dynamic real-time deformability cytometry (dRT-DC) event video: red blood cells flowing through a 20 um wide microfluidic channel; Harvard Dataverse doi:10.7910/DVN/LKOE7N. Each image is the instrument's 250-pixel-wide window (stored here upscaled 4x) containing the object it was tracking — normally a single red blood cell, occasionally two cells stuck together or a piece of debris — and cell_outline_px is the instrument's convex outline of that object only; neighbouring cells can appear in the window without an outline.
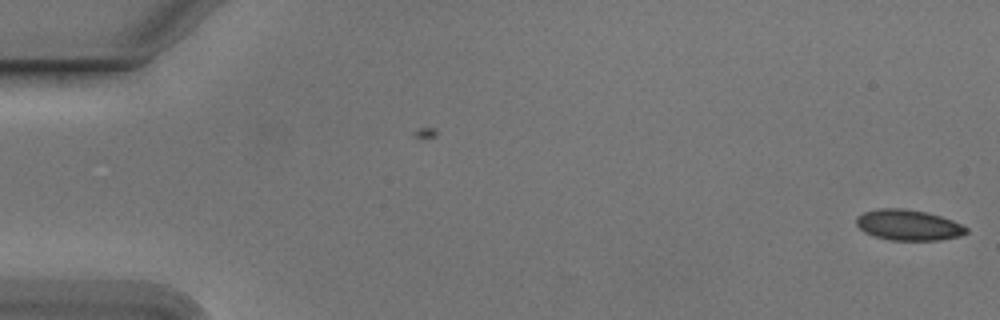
{"species": "Egyptian fruit bat (a non-hibernating species)", "species_latin": "Rousettus aegyptiacus", "temperature_condition": "cold", "stored_images_in_passage": 6, "camera_frame_rate_fps": 3000, "um_per_image_px": 0.085, "animal": {"sex": "male"}, "frame": {"image": 1, "passage_image": 6, "time_ms": 1.667, "image_size_px": [1000, 320], "cell_outline_px": [[968, 232], [960, 236], [940, 240], [888, 240], [864, 232], [856, 224], [856, 216], [864, 212], [880, 208], [904, 208], [924, 212], [940, 216], [952, 220], [968, 228]], "centroid_in_image_um": [77.2, 19.13], "position_along_channel_um": 7.8, "area_um2": 19.59}}